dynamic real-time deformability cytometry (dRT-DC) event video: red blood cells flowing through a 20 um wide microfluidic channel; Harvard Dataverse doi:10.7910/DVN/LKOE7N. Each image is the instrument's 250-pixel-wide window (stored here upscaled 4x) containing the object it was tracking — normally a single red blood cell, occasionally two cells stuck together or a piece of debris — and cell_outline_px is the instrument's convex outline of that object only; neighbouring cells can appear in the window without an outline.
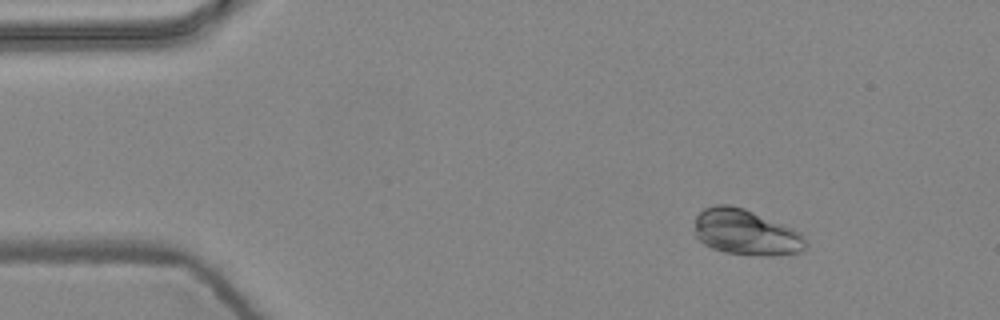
{"species": "common noctule bat (a hibernating species)", "species_latin": "Nyctalus noctula", "temperature_condition": "warm", "stored_images_in_passage": 7, "camera_frame_rate_fps": 3000, "um_per_image_px": 0.085, "animal": {"sex": "female", "body_mass_g": 24.6, "forearm_length_mm": 56.2}, "frame": {"image": 1, "passage_image": 3, "time_ms": 0.667, "image_size_px": [1000, 320], "cell_outline_px": [[808, 248], [800, 252], [768, 256], [724, 252], [712, 248], [704, 244], [696, 236], [696, 216], [704, 208], [716, 204], [728, 204], [744, 208], [792, 228], [800, 232], [804, 236], [808, 244]], "centroid_in_image_um": [63.43, 19.75], "position_along_channel_um": 21.6, "area_um2": 29.48}}
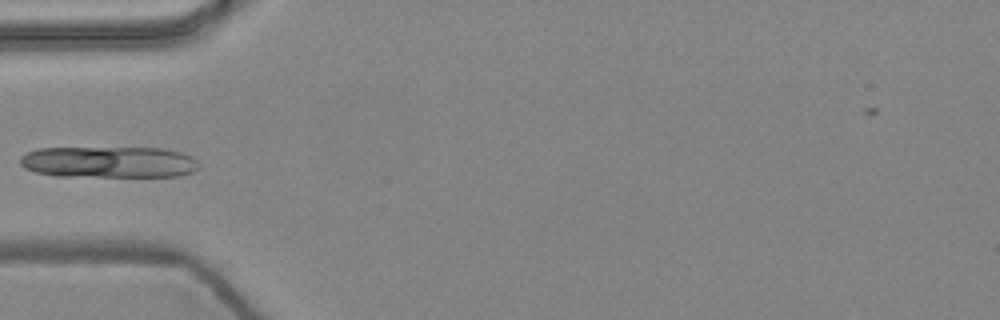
{"frame": {"image": 2, "passage_image": 6, "time_ms": 1.667, "image_size_px": [1000, 320], "cell_outline_px": [[200, 168], [192, 172], [180, 176], [56, 176], [36, 172], [24, 168], [20, 164], [20, 156], [36, 148], [160, 148], [180, 152], [192, 156], [200, 164]], "centroid_in_image_um": [9.26, 13.78], "position_along_channel_um": 75.7, "area_um2": 32.83}}
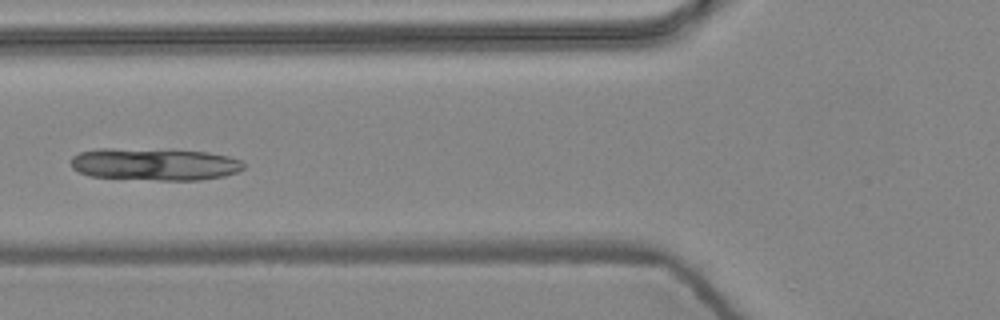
{"frame": {"image": 3, "passage_image": 7, "time_ms": 2.0, "image_size_px": [1000, 320], "cell_outline_px": [[244, 168], [236, 172], [224, 176], [200, 180], [160, 180], [88, 176], [72, 168], [72, 156], [80, 152], [100, 148], [112, 148], [208, 152], [228, 156], [240, 160], [244, 164]], "centroid_in_image_um": [13.13, 13.96], "position_along_channel_um": 112.7, "area_um2": 32.19}}